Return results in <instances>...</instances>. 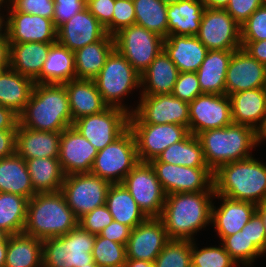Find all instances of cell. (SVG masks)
Masks as SVG:
<instances>
[{
	"label": "cell",
	"instance_id": "cell-1",
	"mask_svg": "<svg viewBox=\"0 0 266 267\" xmlns=\"http://www.w3.org/2000/svg\"><path fill=\"white\" fill-rule=\"evenodd\" d=\"M213 196V197H212ZM214 191L166 195L160 219L169 239L191 240L211 222Z\"/></svg>",
	"mask_w": 266,
	"mask_h": 267
},
{
	"label": "cell",
	"instance_id": "cell-2",
	"mask_svg": "<svg viewBox=\"0 0 266 267\" xmlns=\"http://www.w3.org/2000/svg\"><path fill=\"white\" fill-rule=\"evenodd\" d=\"M18 116L20 126L38 131L62 132L72 126L64 84L35 83L28 103Z\"/></svg>",
	"mask_w": 266,
	"mask_h": 267
},
{
	"label": "cell",
	"instance_id": "cell-3",
	"mask_svg": "<svg viewBox=\"0 0 266 267\" xmlns=\"http://www.w3.org/2000/svg\"><path fill=\"white\" fill-rule=\"evenodd\" d=\"M215 195L260 204L266 198V164L253 157L221 165L213 172Z\"/></svg>",
	"mask_w": 266,
	"mask_h": 267
},
{
	"label": "cell",
	"instance_id": "cell-4",
	"mask_svg": "<svg viewBox=\"0 0 266 267\" xmlns=\"http://www.w3.org/2000/svg\"><path fill=\"white\" fill-rule=\"evenodd\" d=\"M78 219L61 191L37 193L28 200L24 233L42 241L73 230Z\"/></svg>",
	"mask_w": 266,
	"mask_h": 267
},
{
	"label": "cell",
	"instance_id": "cell-5",
	"mask_svg": "<svg viewBox=\"0 0 266 267\" xmlns=\"http://www.w3.org/2000/svg\"><path fill=\"white\" fill-rule=\"evenodd\" d=\"M197 137L206 165L212 172L223 164L252 157L250 150L257 146L255 130L236 123L202 131Z\"/></svg>",
	"mask_w": 266,
	"mask_h": 267
},
{
	"label": "cell",
	"instance_id": "cell-6",
	"mask_svg": "<svg viewBox=\"0 0 266 267\" xmlns=\"http://www.w3.org/2000/svg\"><path fill=\"white\" fill-rule=\"evenodd\" d=\"M96 235L77 225L60 237L42 241L43 267H81L92 263Z\"/></svg>",
	"mask_w": 266,
	"mask_h": 267
},
{
	"label": "cell",
	"instance_id": "cell-7",
	"mask_svg": "<svg viewBox=\"0 0 266 267\" xmlns=\"http://www.w3.org/2000/svg\"><path fill=\"white\" fill-rule=\"evenodd\" d=\"M94 81L108 107L120 108L131 114L121 100L136 87H141V76L116 49L107 57L105 65Z\"/></svg>",
	"mask_w": 266,
	"mask_h": 267
},
{
	"label": "cell",
	"instance_id": "cell-8",
	"mask_svg": "<svg viewBox=\"0 0 266 267\" xmlns=\"http://www.w3.org/2000/svg\"><path fill=\"white\" fill-rule=\"evenodd\" d=\"M139 162L136 140L128 128L113 143L98 151L90 173L111 184H122Z\"/></svg>",
	"mask_w": 266,
	"mask_h": 267
},
{
	"label": "cell",
	"instance_id": "cell-9",
	"mask_svg": "<svg viewBox=\"0 0 266 267\" xmlns=\"http://www.w3.org/2000/svg\"><path fill=\"white\" fill-rule=\"evenodd\" d=\"M114 41L115 49L141 74L163 50L164 38L133 24L116 33Z\"/></svg>",
	"mask_w": 266,
	"mask_h": 267
},
{
	"label": "cell",
	"instance_id": "cell-10",
	"mask_svg": "<svg viewBox=\"0 0 266 267\" xmlns=\"http://www.w3.org/2000/svg\"><path fill=\"white\" fill-rule=\"evenodd\" d=\"M111 183L92 174L77 173L65 176L61 192L77 219L106 204Z\"/></svg>",
	"mask_w": 266,
	"mask_h": 267
},
{
	"label": "cell",
	"instance_id": "cell-11",
	"mask_svg": "<svg viewBox=\"0 0 266 267\" xmlns=\"http://www.w3.org/2000/svg\"><path fill=\"white\" fill-rule=\"evenodd\" d=\"M129 123L178 124L189 130V103L172 94L140 95Z\"/></svg>",
	"mask_w": 266,
	"mask_h": 267
},
{
	"label": "cell",
	"instance_id": "cell-12",
	"mask_svg": "<svg viewBox=\"0 0 266 267\" xmlns=\"http://www.w3.org/2000/svg\"><path fill=\"white\" fill-rule=\"evenodd\" d=\"M129 115L123 109L107 107L98 114L75 120L72 126L100 151L129 128Z\"/></svg>",
	"mask_w": 266,
	"mask_h": 267
},
{
	"label": "cell",
	"instance_id": "cell-13",
	"mask_svg": "<svg viewBox=\"0 0 266 267\" xmlns=\"http://www.w3.org/2000/svg\"><path fill=\"white\" fill-rule=\"evenodd\" d=\"M122 184L147 217H160L166 194L150 162H139Z\"/></svg>",
	"mask_w": 266,
	"mask_h": 267
},
{
	"label": "cell",
	"instance_id": "cell-14",
	"mask_svg": "<svg viewBox=\"0 0 266 267\" xmlns=\"http://www.w3.org/2000/svg\"><path fill=\"white\" fill-rule=\"evenodd\" d=\"M195 36L208 50L242 48L240 25L225 9L205 8Z\"/></svg>",
	"mask_w": 266,
	"mask_h": 267
},
{
	"label": "cell",
	"instance_id": "cell-15",
	"mask_svg": "<svg viewBox=\"0 0 266 267\" xmlns=\"http://www.w3.org/2000/svg\"><path fill=\"white\" fill-rule=\"evenodd\" d=\"M129 129L134 134L140 162H150L189 134L187 127L178 124L129 123Z\"/></svg>",
	"mask_w": 266,
	"mask_h": 267
},
{
	"label": "cell",
	"instance_id": "cell-16",
	"mask_svg": "<svg viewBox=\"0 0 266 267\" xmlns=\"http://www.w3.org/2000/svg\"><path fill=\"white\" fill-rule=\"evenodd\" d=\"M150 164L166 195L214 191L213 172L209 168H191L164 162H150Z\"/></svg>",
	"mask_w": 266,
	"mask_h": 267
},
{
	"label": "cell",
	"instance_id": "cell-17",
	"mask_svg": "<svg viewBox=\"0 0 266 267\" xmlns=\"http://www.w3.org/2000/svg\"><path fill=\"white\" fill-rule=\"evenodd\" d=\"M231 123V101L226 94H202L189 103V133L195 136Z\"/></svg>",
	"mask_w": 266,
	"mask_h": 267
},
{
	"label": "cell",
	"instance_id": "cell-18",
	"mask_svg": "<svg viewBox=\"0 0 266 267\" xmlns=\"http://www.w3.org/2000/svg\"><path fill=\"white\" fill-rule=\"evenodd\" d=\"M6 18V33L9 43L57 42V28L53 20L40 15L16 11L9 3Z\"/></svg>",
	"mask_w": 266,
	"mask_h": 267
},
{
	"label": "cell",
	"instance_id": "cell-19",
	"mask_svg": "<svg viewBox=\"0 0 266 267\" xmlns=\"http://www.w3.org/2000/svg\"><path fill=\"white\" fill-rule=\"evenodd\" d=\"M169 240L161 219L148 217L131 230L125 245L127 259L154 262Z\"/></svg>",
	"mask_w": 266,
	"mask_h": 267
},
{
	"label": "cell",
	"instance_id": "cell-20",
	"mask_svg": "<svg viewBox=\"0 0 266 267\" xmlns=\"http://www.w3.org/2000/svg\"><path fill=\"white\" fill-rule=\"evenodd\" d=\"M98 150L73 126L61 132L59 162L65 176L90 173Z\"/></svg>",
	"mask_w": 266,
	"mask_h": 267
},
{
	"label": "cell",
	"instance_id": "cell-21",
	"mask_svg": "<svg viewBox=\"0 0 266 267\" xmlns=\"http://www.w3.org/2000/svg\"><path fill=\"white\" fill-rule=\"evenodd\" d=\"M266 87V66L251 57L243 48L235 50L228 65L225 94Z\"/></svg>",
	"mask_w": 266,
	"mask_h": 267
},
{
	"label": "cell",
	"instance_id": "cell-22",
	"mask_svg": "<svg viewBox=\"0 0 266 267\" xmlns=\"http://www.w3.org/2000/svg\"><path fill=\"white\" fill-rule=\"evenodd\" d=\"M106 34L105 27L86 7L57 28V42L75 52Z\"/></svg>",
	"mask_w": 266,
	"mask_h": 267
},
{
	"label": "cell",
	"instance_id": "cell-23",
	"mask_svg": "<svg viewBox=\"0 0 266 267\" xmlns=\"http://www.w3.org/2000/svg\"><path fill=\"white\" fill-rule=\"evenodd\" d=\"M214 197L220 198L222 203L219 208L212 204L210 224H214L220 240L241 231L257 208L252 202L232 200L221 195Z\"/></svg>",
	"mask_w": 266,
	"mask_h": 267
},
{
	"label": "cell",
	"instance_id": "cell-24",
	"mask_svg": "<svg viewBox=\"0 0 266 267\" xmlns=\"http://www.w3.org/2000/svg\"><path fill=\"white\" fill-rule=\"evenodd\" d=\"M54 43H9V68L40 83V73Z\"/></svg>",
	"mask_w": 266,
	"mask_h": 267
},
{
	"label": "cell",
	"instance_id": "cell-25",
	"mask_svg": "<svg viewBox=\"0 0 266 267\" xmlns=\"http://www.w3.org/2000/svg\"><path fill=\"white\" fill-rule=\"evenodd\" d=\"M61 132L38 131L18 124L15 153L25 160L58 157Z\"/></svg>",
	"mask_w": 266,
	"mask_h": 267
},
{
	"label": "cell",
	"instance_id": "cell-26",
	"mask_svg": "<svg viewBox=\"0 0 266 267\" xmlns=\"http://www.w3.org/2000/svg\"><path fill=\"white\" fill-rule=\"evenodd\" d=\"M163 50L179 72H196L208 52L196 36L184 35H168L163 41Z\"/></svg>",
	"mask_w": 266,
	"mask_h": 267
},
{
	"label": "cell",
	"instance_id": "cell-27",
	"mask_svg": "<svg viewBox=\"0 0 266 267\" xmlns=\"http://www.w3.org/2000/svg\"><path fill=\"white\" fill-rule=\"evenodd\" d=\"M229 98L233 123L256 130L266 115V87L233 93Z\"/></svg>",
	"mask_w": 266,
	"mask_h": 267
},
{
	"label": "cell",
	"instance_id": "cell-28",
	"mask_svg": "<svg viewBox=\"0 0 266 267\" xmlns=\"http://www.w3.org/2000/svg\"><path fill=\"white\" fill-rule=\"evenodd\" d=\"M64 86L68 93L73 122L84 116L98 114L108 107L94 80L73 79Z\"/></svg>",
	"mask_w": 266,
	"mask_h": 267
},
{
	"label": "cell",
	"instance_id": "cell-29",
	"mask_svg": "<svg viewBox=\"0 0 266 267\" xmlns=\"http://www.w3.org/2000/svg\"><path fill=\"white\" fill-rule=\"evenodd\" d=\"M179 70L162 50L141 76L140 95L172 94ZM144 86V87H143Z\"/></svg>",
	"mask_w": 266,
	"mask_h": 267
},
{
	"label": "cell",
	"instance_id": "cell-30",
	"mask_svg": "<svg viewBox=\"0 0 266 267\" xmlns=\"http://www.w3.org/2000/svg\"><path fill=\"white\" fill-rule=\"evenodd\" d=\"M235 50H208L196 71L203 94H225L226 72Z\"/></svg>",
	"mask_w": 266,
	"mask_h": 267
},
{
	"label": "cell",
	"instance_id": "cell-31",
	"mask_svg": "<svg viewBox=\"0 0 266 267\" xmlns=\"http://www.w3.org/2000/svg\"><path fill=\"white\" fill-rule=\"evenodd\" d=\"M114 49V36L106 34L101 40L76 50L74 52L76 79L94 80Z\"/></svg>",
	"mask_w": 266,
	"mask_h": 267
},
{
	"label": "cell",
	"instance_id": "cell-32",
	"mask_svg": "<svg viewBox=\"0 0 266 267\" xmlns=\"http://www.w3.org/2000/svg\"><path fill=\"white\" fill-rule=\"evenodd\" d=\"M204 10L201 0L168 3V35L195 36L199 31Z\"/></svg>",
	"mask_w": 266,
	"mask_h": 267
},
{
	"label": "cell",
	"instance_id": "cell-33",
	"mask_svg": "<svg viewBox=\"0 0 266 267\" xmlns=\"http://www.w3.org/2000/svg\"><path fill=\"white\" fill-rule=\"evenodd\" d=\"M0 192L18 194L28 200L36 194L25 159L16 153L0 159Z\"/></svg>",
	"mask_w": 266,
	"mask_h": 267
},
{
	"label": "cell",
	"instance_id": "cell-34",
	"mask_svg": "<svg viewBox=\"0 0 266 267\" xmlns=\"http://www.w3.org/2000/svg\"><path fill=\"white\" fill-rule=\"evenodd\" d=\"M35 82L7 68L0 73V106L19 115L29 101Z\"/></svg>",
	"mask_w": 266,
	"mask_h": 267
},
{
	"label": "cell",
	"instance_id": "cell-35",
	"mask_svg": "<svg viewBox=\"0 0 266 267\" xmlns=\"http://www.w3.org/2000/svg\"><path fill=\"white\" fill-rule=\"evenodd\" d=\"M76 79L74 52L58 42L51 45L40 73V83L65 84Z\"/></svg>",
	"mask_w": 266,
	"mask_h": 267
},
{
	"label": "cell",
	"instance_id": "cell-36",
	"mask_svg": "<svg viewBox=\"0 0 266 267\" xmlns=\"http://www.w3.org/2000/svg\"><path fill=\"white\" fill-rule=\"evenodd\" d=\"M5 267H43L42 240L24 232L10 235Z\"/></svg>",
	"mask_w": 266,
	"mask_h": 267
},
{
	"label": "cell",
	"instance_id": "cell-37",
	"mask_svg": "<svg viewBox=\"0 0 266 267\" xmlns=\"http://www.w3.org/2000/svg\"><path fill=\"white\" fill-rule=\"evenodd\" d=\"M35 193L61 191L65 174L58 157L25 160Z\"/></svg>",
	"mask_w": 266,
	"mask_h": 267
},
{
	"label": "cell",
	"instance_id": "cell-38",
	"mask_svg": "<svg viewBox=\"0 0 266 267\" xmlns=\"http://www.w3.org/2000/svg\"><path fill=\"white\" fill-rule=\"evenodd\" d=\"M106 205L113 220L131 229L148 218L123 184H111L106 197Z\"/></svg>",
	"mask_w": 266,
	"mask_h": 267
},
{
	"label": "cell",
	"instance_id": "cell-39",
	"mask_svg": "<svg viewBox=\"0 0 266 267\" xmlns=\"http://www.w3.org/2000/svg\"><path fill=\"white\" fill-rule=\"evenodd\" d=\"M150 162H164L191 168H208L200 140L191 133L183 140L167 147Z\"/></svg>",
	"mask_w": 266,
	"mask_h": 267
},
{
	"label": "cell",
	"instance_id": "cell-40",
	"mask_svg": "<svg viewBox=\"0 0 266 267\" xmlns=\"http://www.w3.org/2000/svg\"><path fill=\"white\" fill-rule=\"evenodd\" d=\"M133 3L135 24L165 39L168 36V3L161 0H133Z\"/></svg>",
	"mask_w": 266,
	"mask_h": 267
},
{
	"label": "cell",
	"instance_id": "cell-41",
	"mask_svg": "<svg viewBox=\"0 0 266 267\" xmlns=\"http://www.w3.org/2000/svg\"><path fill=\"white\" fill-rule=\"evenodd\" d=\"M28 199L12 193L0 192V229L10 235L24 232Z\"/></svg>",
	"mask_w": 266,
	"mask_h": 267
},
{
	"label": "cell",
	"instance_id": "cell-42",
	"mask_svg": "<svg viewBox=\"0 0 266 267\" xmlns=\"http://www.w3.org/2000/svg\"><path fill=\"white\" fill-rule=\"evenodd\" d=\"M224 249L231 258L239 265L251 266L255 258L264 254L246 236L245 230H241L233 235L226 236L222 240Z\"/></svg>",
	"mask_w": 266,
	"mask_h": 267
},
{
	"label": "cell",
	"instance_id": "cell-43",
	"mask_svg": "<svg viewBox=\"0 0 266 267\" xmlns=\"http://www.w3.org/2000/svg\"><path fill=\"white\" fill-rule=\"evenodd\" d=\"M92 256L99 267H125L127 260L126 246L98 234L96 235Z\"/></svg>",
	"mask_w": 266,
	"mask_h": 267
},
{
	"label": "cell",
	"instance_id": "cell-44",
	"mask_svg": "<svg viewBox=\"0 0 266 267\" xmlns=\"http://www.w3.org/2000/svg\"><path fill=\"white\" fill-rule=\"evenodd\" d=\"M155 267H192L191 240L170 239L156 257Z\"/></svg>",
	"mask_w": 266,
	"mask_h": 267
},
{
	"label": "cell",
	"instance_id": "cell-45",
	"mask_svg": "<svg viewBox=\"0 0 266 267\" xmlns=\"http://www.w3.org/2000/svg\"><path fill=\"white\" fill-rule=\"evenodd\" d=\"M195 241H191L192 267H236L237 263L231 258L223 245L205 247L200 250Z\"/></svg>",
	"mask_w": 266,
	"mask_h": 267
},
{
	"label": "cell",
	"instance_id": "cell-46",
	"mask_svg": "<svg viewBox=\"0 0 266 267\" xmlns=\"http://www.w3.org/2000/svg\"><path fill=\"white\" fill-rule=\"evenodd\" d=\"M241 41H261L266 39V3L255 10L240 26Z\"/></svg>",
	"mask_w": 266,
	"mask_h": 267
},
{
	"label": "cell",
	"instance_id": "cell-47",
	"mask_svg": "<svg viewBox=\"0 0 266 267\" xmlns=\"http://www.w3.org/2000/svg\"><path fill=\"white\" fill-rule=\"evenodd\" d=\"M196 72H179L172 95L180 100L191 103L197 96L202 95Z\"/></svg>",
	"mask_w": 266,
	"mask_h": 267
},
{
	"label": "cell",
	"instance_id": "cell-48",
	"mask_svg": "<svg viewBox=\"0 0 266 267\" xmlns=\"http://www.w3.org/2000/svg\"><path fill=\"white\" fill-rule=\"evenodd\" d=\"M112 221L113 217L107 205L104 204L80 217L78 219V225L87 232L98 235Z\"/></svg>",
	"mask_w": 266,
	"mask_h": 267
},
{
	"label": "cell",
	"instance_id": "cell-49",
	"mask_svg": "<svg viewBox=\"0 0 266 267\" xmlns=\"http://www.w3.org/2000/svg\"><path fill=\"white\" fill-rule=\"evenodd\" d=\"M8 3L18 12L40 15L53 20L54 0H9Z\"/></svg>",
	"mask_w": 266,
	"mask_h": 267
},
{
	"label": "cell",
	"instance_id": "cell-50",
	"mask_svg": "<svg viewBox=\"0 0 266 267\" xmlns=\"http://www.w3.org/2000/svg\"><path fill=\"white\" fill-rule=\"evenodd\" d=\"M135 24L133 0H115L112 17V36L121 29Z\"/></svg>",
	"mask_w": 266,
	"mask_h": 267
},
{
	"label": "cell",
	"instance_id": "cell-51",
	"mask_svg": "<svg viewBox=\"0 0 266 267\" xmlns=\"http://www.w3.org/2000/svg\"><path fill=\"white\" fill-rule=\"evenodd\" d=\"M115 0H90L87 9L105 27L106 33L112 36V17Z\"/></svg>",
	"mask_w": 266,
	"mask_h": 267
},
{
	"label": "cell",
	"instance_id": "cell-52",
	"mask_svg": "<svg viewBox=\"0 0 266 267\" xmlns=\"http://www.w3.org/2000/svg\"><path fill=\"white\" fill-rule=\"evenodd\" d=\"M265 0H230L225 10L241 26Z\"/></svg>",
	"mask_w": 266,
	"mask_h": 267
},
{
	"label": "cell",
	"instance_id": "cell-53",
	"mask_svg": "<svg viewBox=\"0 0 266 267\" xmlns=\"http://www.w3.org/2000/svg\"><path fill=\"white\" fill-rule=\"evenodd\" d=\"M54 3L53 23L56 28L86 8L84 0H54Z\"/></svg>",
	"mask_w": 266,
	"mask_h": 267
},
{
	"label": "cell",
	"instance_id": "cell-54",
	"mask_svg": "<svg viewBox=\"0 0 266 267\" xmlns=\"http://www.w3.org/2000/svg\"><path fill=\"white\" fill-rule=\"evenodd\" d=\"M246 236L264 254L266 253V232L260 215L255 211L248 223L242 228Z\"/></svg>",
	"mask_w": 266,
	"mask_h": 267
},
{
	"label": "cell",
	"instance_id": "cell-55",
	"mask_svg": "<svg viewBox=\"0 0 266 267\" xmlns=\"http://www.w3.org/2000/svg\"><path fill=\"white\" fill-rule=\"evenodd\" d=\"M131 228L127 225L121 224L118 221L113 220L108 226H106L99 235L104 238H108L113 242L126 245L130 236Z\"/></svg>",
	"mask_w": 266,
	"mask_h": 267
},
{
	"label": "cell",
	"instance_id": "cell-56",
	"mask_svg": "<svg viewBox=\"0 0 266 267\" xmlns=\"http://www.w3.org/2000/svg\"><path fill=\"white\" fill-rule=\"evenodd\" d=\"M16 131L17 129L0 130V159L15 154Z\"/></svg>",
	"mask_w": 266,
	"mask_h": 267
},
{
	"label": "cell",
	"instance_id": "cell-57",
	"mask_svg": "<svg viewBox=\"0 0 266 267\" xmlns=\"http://www.w3.org/2000/svg\"><path fill=\"white\" fill-rule=\"evenodd\" d=\"M241 45L251 57L266 66V39L261 41H241Z\"/></svg>",
	"mask_w": 266,
	"mask_h": 267
},
{
	"label": "cell",
	"instance_id": "cell-58",
	"mask_svg": "<svg viewBox=\"0 0 266 267\" xmlns=\"http://www.w3.org/2000/svg\"><path fill=\"white\" fill-rule=\"evenodd\" d=\"M19 116L10 108L0 106V130L17 129Z\"/></svg>",
	"mask_w": 266,
	"mask_h": 267
},
{
	"label": "cell",
	"instance_id": "cell-59",
	"mask_svg": "<svg viewBox=\"0 0 266 267\" xmlns=\"http://www.w3.org/2000/svg\"><path fill=\"white\" fill-rule=\"evenodd\" d=\"M205 8L225 9L230 0H201Z\"/></svg>",
	"mask_w": 266,
	"mask_h": 267
},
{
	"label": "cell",
	"instance_id": "cell-60",
	"mask_svg": "<svg viewBox=\"0 0 266 267\" xmlns=\"http://www.w3.org/2000/svg\"><path fill=\"white\" fill-rule=\"evenodd\" d=\"M256 134V145L266 140V115L263 117L261 124L255 130Z\"/></svg>",
	"mask_w": 266,
	"mask_h": 267
},
{
	"label": "cell",
	"instance_id": "cell-61",
	"mask_svg": "<svg viewBox=\"0 0 266 267\" xmlns=\"http://www.w3.org/2000/svg\"><path fill=\"white\" fill-rule=\"evenodd\" d=\"M125 267H155L154 262L136 259H127Z\"/></svg>",
	"mask_w": 266,
	"mask_h": 267
},
{
	"label": "cell",
	"instance_id": "cell-62",
	"mask_svg": "<svg viewBox=\"0 0 266 267\" xmlns=\"http://www.w3.org/2000/svg\"><path fill=\"white\" fill-rule=\"evenodd\" d=\"M0 60H9V40L0 39Z\"/></svg>",
	"mask_w": 266,
	"mask_h": 267
},
{
	"label": "cell",
	"instance_id": "cell-63",
	"mask_svg": "<svg viewBox=\"0 0 266 267\" xmlns=\"http://www.w3.org/2000/svg\"><path fill=\"white\" fill-rule=\"evenodd\" d=\"M256 212L260 215L266 232V198L257 205Z\"/></svg>",
	"mask_w": 266,
	"mask_h": 267
},
{
	"label": "cell",
	"instance_id": "cell-64",
	"mask_svg": "<svg viewBox=\"0 0 266 267\" xmlns=\"http://www.w3.org/2000/svg\"><path fill=\"white\" fill-rule=\"evenodd\" d=\"M1 7H3V4H0V9H1ZM1 15L2 14L0 13V39H8V36H7V33H6V21H5L4 17H3V15L2 16Z\"/></svg>",
	"mask_w": 266,
	"mask_h": 267
},
{
	"label": "cell",
	"instance_id": "cell-65",
	"mask_svg": "<svg viewBox=\"0 0 266 267\" xmlns=\"http://www.w3.org/2000/svg\"><path fill=\"white\" fill-rule=\"evenodd\" d=\"M6 254L7 241L4 244H0V267H5Z\"/></svg>",
	"mask_w": 266,
	"mask_h": 267
},
{
	"label": "cell",
	"instance_id": "cell-66",
	"mask_svg": "<svg viewBox=\"0 0 266 267\" xmlns=\"http://www.w3.org/2000/svg\"><path fill=\"white\" fill-rule=\"evenodd\" d=\"M9 236V233L3 229H0V244H4L8 240Z\"/></svg>",
	"mask_w": 266,
	"mask_h": 267
},
{
	"label": "cell",
	"instance_id": "cell-67",
	"mask_svg": "<svg viewBox=\"0 0 266 267\" xmlns=\"http://www.w3.org/2000/svg\"><path fill=\"white\" fill-rule=\"evenodd\" d=\"M7 68H9V60H0V73Z\"/></svg>",
	"mask_w": 266,
	"mask_h": 267
},
{
	"label": "cell",
	"instance_id": "cell-68",
	"mask_svg": "<svg viewBox=\"0 0 266 267\" xmlns=\"http://www.w3.org/2000/svg\"><path fill=\"white\" fill-rule=\"evenodd\" d=\"M81 267H99V266L93 261L89 265H84V266H81Z\"/></svg>",
	"mask_w": 266,
	"mask_h": 267
},
{
	"label": "cell",
	"instance_id": "cell-69",
	"mask_svg": "<svg viewBox=\"0 0 266 267\" xmlns=\"http://www.w3.org/2000/svg\"><path fill=\"white\" fill-rule=\"evenodd\" d=\"M163 2H166V3H174V2H178L179 0H161Z\"/></svg>",
	"mask_w": 266,
	"mask_h": 267
},
{
	"label": "cell",
	"instance_id": "cell-70",
	"mask_svg": "<svg viewBox=\"0 0 266 267\" xmlns=\"http://www.w3.org/2000/svg\"><path fill=\"white\" fill-rule=\"evenodd\" d=\"M9 0H0V4L7 3Z\"/></svg>",
	"mask_w": 266,
	"mask_h": 267
}]
</instances>
